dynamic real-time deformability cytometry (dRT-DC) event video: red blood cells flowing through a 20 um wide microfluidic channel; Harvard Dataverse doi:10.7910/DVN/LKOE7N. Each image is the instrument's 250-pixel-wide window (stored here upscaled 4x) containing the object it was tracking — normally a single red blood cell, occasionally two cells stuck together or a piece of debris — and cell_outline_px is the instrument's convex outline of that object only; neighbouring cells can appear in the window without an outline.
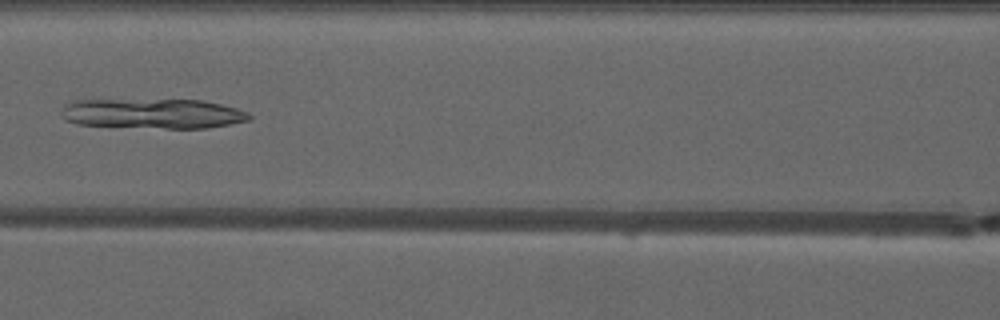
{"species": "common noctule bat (a hibernating species)", "species_latin": "Nyctalus noctula", "temperature_condition": "warm", "stored_images_in_passage": 5, "camera_frame_rate_fps": 3000, "um_per_image_px": 0.085, "animal": {"sex": "male", "forearm_length_mm": 52.5}, "frame": {"image": 1, "passage_image": 5, "time_ms": 4.333, "image_size_px": [1000, 320], "cell_outline_px": [[252, 116], [248, 120], [208, 128], [164, 128], [76, 124], [64, 120], [64, 104], [72, 100], [204, 100], [236, 108], [248, 112]], "centroid_in_image_um": [13.0, 9.65], "position_along_channel_um": 153.6, "area_um2": 32.48}}